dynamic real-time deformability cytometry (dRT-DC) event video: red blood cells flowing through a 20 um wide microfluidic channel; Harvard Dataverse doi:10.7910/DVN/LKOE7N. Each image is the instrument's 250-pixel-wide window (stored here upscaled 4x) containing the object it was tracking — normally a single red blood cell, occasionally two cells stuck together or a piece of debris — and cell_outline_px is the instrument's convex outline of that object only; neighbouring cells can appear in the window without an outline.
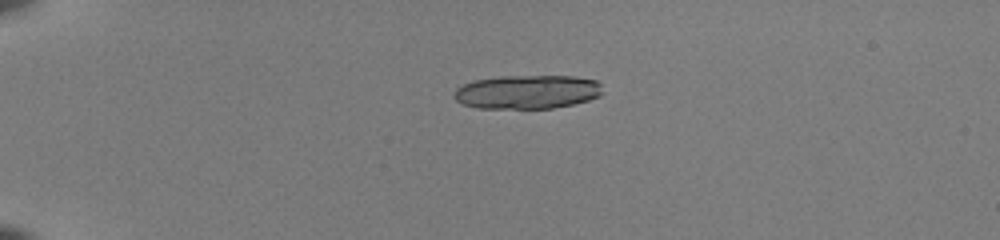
{"species": "common noctule bat (a hibernating species)", "species_latin": "Nyctalus noctula", "temperature_condition": "room temperature", "stored_images_in_passage": 39, "camera_frame_rate_fps": 3000, "um_per_image_px": 0.085, "animal": {"sex": "female", "body_mass_g": 22.0, "forearm_length_mm": 56.7}, "frame": {"image": 1, "passage_image": 1, "time_ms": 0.0, "image_size_px": [1000, 240], "cell_outline_px": [[604, 92], [600, 96], [588, 100], [572, 104], [552, 108], [480, 108], [464, 104], [456, 100], [456, 88], [472, 80], [500, 76], [576, 76], [596, 80], [600, 84]], "centroid_in_image_um": [44.86, 7.8], "position_along_channel_um": 40.1, "area_um2": 29.25}, "authors_computed_cell_mechanics": {"area_um2": 19.1896, "velocity_mm_per_s": 4.0443, "shape_relaxation_time_tau1_ms": null, "shape_relaxation_time_tau2_ms": 1.2101, "deformation_change_tau1": null, "deformation_change_tau2": 0.0656}}